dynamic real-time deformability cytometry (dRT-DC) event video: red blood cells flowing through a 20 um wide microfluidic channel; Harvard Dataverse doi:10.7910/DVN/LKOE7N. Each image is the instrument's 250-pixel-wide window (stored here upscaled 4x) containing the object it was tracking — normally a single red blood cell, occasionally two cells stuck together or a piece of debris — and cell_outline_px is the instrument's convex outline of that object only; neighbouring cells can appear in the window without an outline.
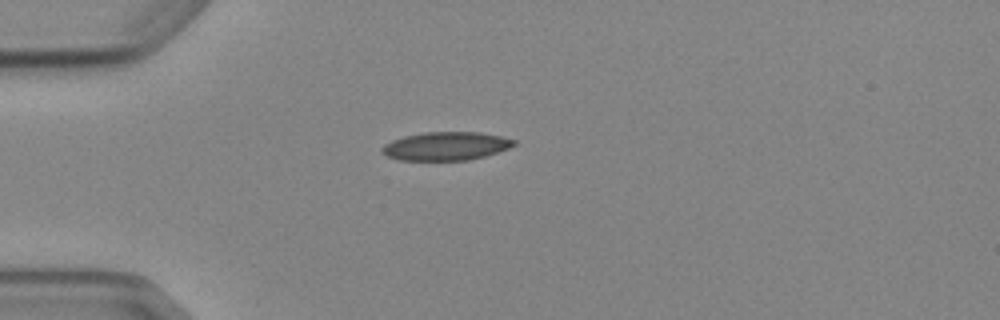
{"species": "Egyptian fruit bat (a non-hibernating species)", "species_latin": "Rousettus aegyptiacus", "temperature_condition": "cold", "stored_images_in_passage": 1, "camera_frame_rate_fps": 3000, "um_per_image_px": 0.085, "animal": {"sex": "female"}, "frame": {"image": 1, "passage_image": 1, "time_ms": 0.0, "image_size_px": [1000, 320], "cell_outline_px": [[516, 144], [508, 148], [484, 156], [468, 160], [396, 160], [380, 152], [380, 148], [384, 144], [392, 140], [404, 136], [424, 132], [480, 132], [500, 136], [516, 140]], "centroid_in_image_um": [37.86, 12.42], "position_along_channel_um": 47.1, "area_um2": 21.85}}